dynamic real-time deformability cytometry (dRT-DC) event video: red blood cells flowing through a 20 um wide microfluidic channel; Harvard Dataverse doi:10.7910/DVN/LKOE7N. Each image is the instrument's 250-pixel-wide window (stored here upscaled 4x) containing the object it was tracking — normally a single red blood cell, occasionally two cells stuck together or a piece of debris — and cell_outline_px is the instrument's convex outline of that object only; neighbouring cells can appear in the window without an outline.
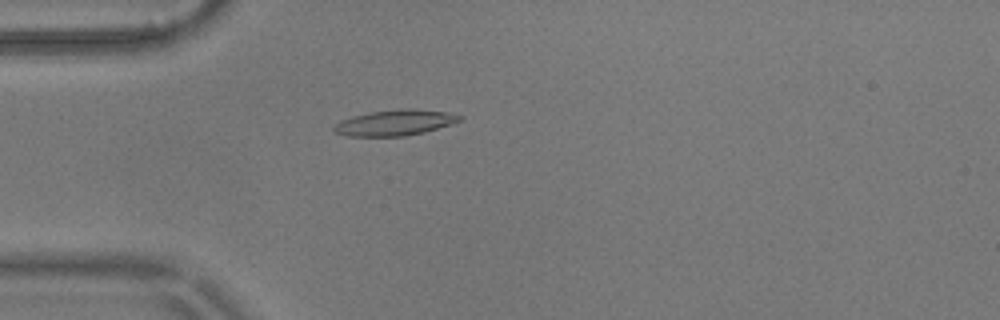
{"species": "common noctule bat (a hibernating species)", "species_latin": "Nyctalus noctula", "temperature_condition": "warm", "stored_images_in_passage": 1, "camera_frame_rate_fps": 3000, "um_per_image_px": 0.085, "animal": {"sex": "male", "body_mass_g": 17.9}, "frame": {"image": 1, "passage_image": 1, "time_ms": 0.0, "image_size_px": [1000, 320], "cell_outline_px": [[464, 116], [460, 120], [424, 132], [404, 136], [348, 136], [332, 132], [332, 124], [340, 120], [352, 116], [368, 112], [404, 108], [412, 108], [448, 112]], "centroid_in_image_um": [33.48, 10.42], "position_along_channel_um": 51.5, "area_um2": 18.96}}